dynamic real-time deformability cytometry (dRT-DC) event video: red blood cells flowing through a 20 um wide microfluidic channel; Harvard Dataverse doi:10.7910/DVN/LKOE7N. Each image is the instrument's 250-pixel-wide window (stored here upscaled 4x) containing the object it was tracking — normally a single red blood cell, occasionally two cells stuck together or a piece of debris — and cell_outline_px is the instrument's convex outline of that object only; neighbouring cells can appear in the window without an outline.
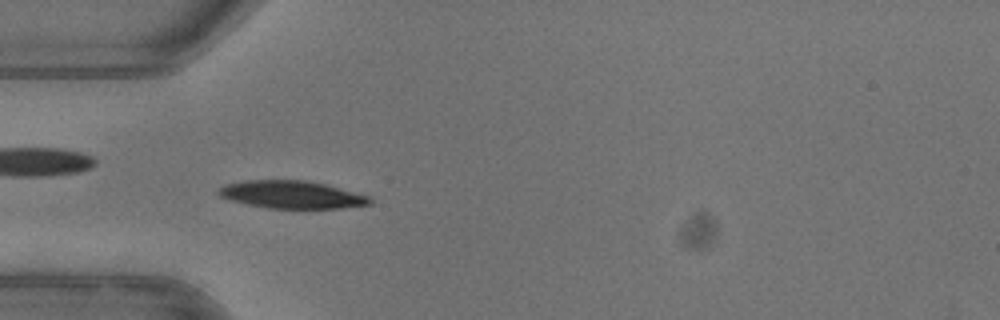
{"species": "common noctule bat (a hibernating species)", "species_latin": "Nyctalus noctula", "temperature_condition": "warm", "stored_images_in_passage": 51, "camera_frame_rate_fps": 3000, "um_per_image_px": 0.085, "animal": {"sex": "female"}, "frame": {"image": 1, "passage_image": 15, "time_ms": 4.667, "image_size_px": [1000, 320], "cell_outline_px": [[372, 204], [344, 208], [268, 208], [248, 204], [232, 200], [220, 196], [216, 192], [224, 184], [244, 180], [304, 180], [324, 184], [368, 196], [372, 200]], "centroid_in_image_um": [24.78, 16.54], "position_along_channel_um": 60.2, "area_um2": 24.16}, "authors_computed_cell_mechanics": {"area_um2": 23.7558, "velocity_mm_per_s": 3.9559, "shape_relaxation_time_tau1_ms": 2.9452, "shape_relaxation_time_tau2_ms": null, "deformation_change_tau1": 0.1367, "deformation_change_tau2": null}}